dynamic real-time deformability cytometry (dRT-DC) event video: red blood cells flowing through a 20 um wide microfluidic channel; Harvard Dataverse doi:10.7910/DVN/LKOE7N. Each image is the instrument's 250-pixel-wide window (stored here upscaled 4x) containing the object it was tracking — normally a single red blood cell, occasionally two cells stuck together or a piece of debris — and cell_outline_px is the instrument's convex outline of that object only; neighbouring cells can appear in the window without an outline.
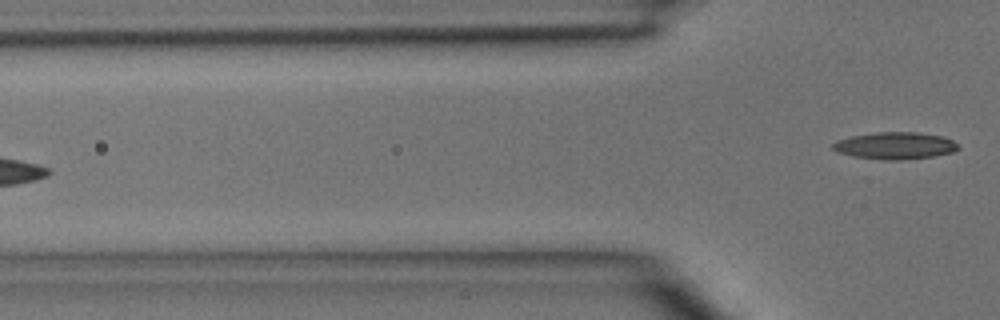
{"species": "common noctule bat (a hibernating species)", "species_latin": "Nyctalus noctula", "temperature_condition": "room temperature", "stored_images_in_passage": 4, "camera_frame_rate_fps": 3000, "um_per_image_px": 0.085, "animal": {"sex": "male", "body_mass_g": 15.6}, "frame": {"image": 1, "passage_image": 4, "time_ms": 1.0, "image_size_px": [1000, 320], "cell_outline_px": [[960, 148], [952, 152], [932, 156], [900, 160], [884, 160], [852, 156], [836, 152], [832, 148], [832, 144], [836, 140], [852, 136], [872, 132], [916, 132], [940, 136], [952, 140]], "centroid_in_image_um": [76.02, 12.38], "position_along_channel_um": 49.8, "area_um2": 19.71}}